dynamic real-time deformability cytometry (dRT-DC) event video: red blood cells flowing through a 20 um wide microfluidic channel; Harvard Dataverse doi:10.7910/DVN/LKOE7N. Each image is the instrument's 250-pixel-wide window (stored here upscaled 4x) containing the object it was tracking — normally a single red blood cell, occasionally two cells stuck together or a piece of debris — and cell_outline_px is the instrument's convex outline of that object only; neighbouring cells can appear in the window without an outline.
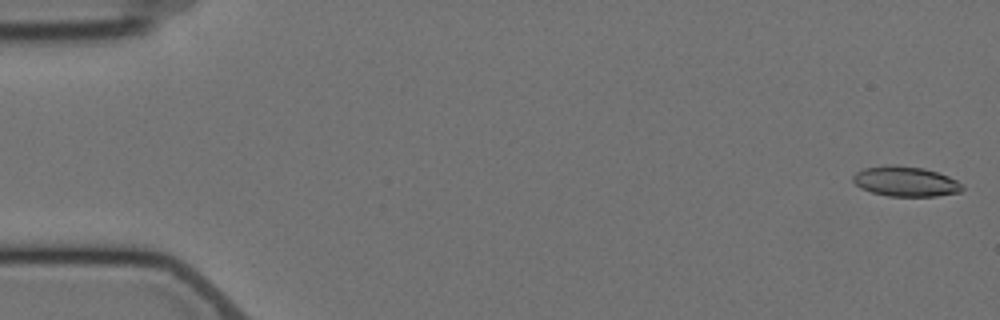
{"species": "Egyptian fruit bat (a non-hibernating species)", "species_latin": "Rousettus aegyptiacus", "temperature_condition": "cold", "stored_images_in_passage": 6, "camera_frame_rate_fps": 3000, "um_per_image_px": 0.085, "animal": {"sex": "female"}, "frame": {"image": 1, "passage_image": 1, "time_ms": 0.0, "image_size_px": [1000, 320], "cell_outline_px": [[964, 188], [960, 192], [936, 196], [888, 196], [872, 192], [860, 188], [852, 180], [852, 176], [856, 172], [864, 168], [884, 164], [896, 164], [924, 168], [948, 176], [964, 184]], "centroid_in_image_um": [76.96, 15.41], "position_along_channel_um": 8.0, "area_um2": 19.36}}